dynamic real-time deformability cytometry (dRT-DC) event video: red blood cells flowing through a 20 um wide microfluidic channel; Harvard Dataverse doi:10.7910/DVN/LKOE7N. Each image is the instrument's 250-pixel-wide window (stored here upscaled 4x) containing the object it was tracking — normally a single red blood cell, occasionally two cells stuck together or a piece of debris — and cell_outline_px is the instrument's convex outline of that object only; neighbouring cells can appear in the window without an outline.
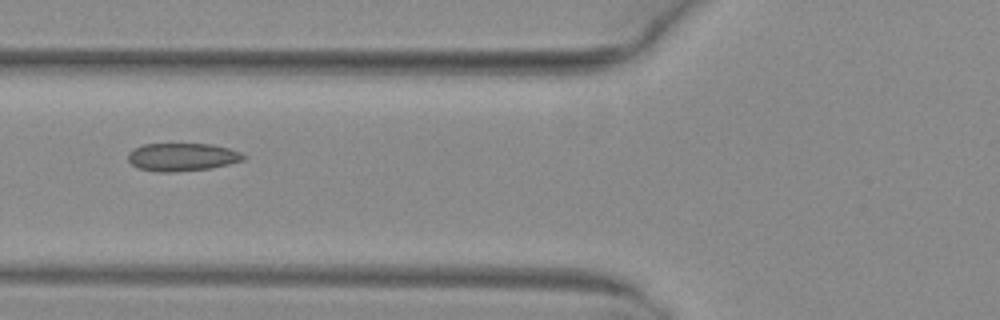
{"species": "common noctule bat (a hibernating species)", "species_latin": "Nyctalus noctula", "temperature_condition": "warm", "stored_images_in_passage": 6, "camera_frame_rate_fps": 3000, "um_per_image_px": 0.085, "animal": {"sex": "female", "body_mass_g": 29.2, "forearm_length_mm": 56.3}, "frame": {"image": 1, "passage_image": 6, "time_ms": 1.667, "image_size_px": [1000, 320], "cell_outline_px": [[248, 156], [244, 160], [212, 168], [172, 172], [160, 172], [136, 168], [128, 160], [128, 152], [132, 148], [144, 144], [212, 144], [228, 148], [240, 152]], "centroid_in_image_um": [15.47, 13.34], "position_along_channel_um": 110.3, "area_um2": 18.96}}